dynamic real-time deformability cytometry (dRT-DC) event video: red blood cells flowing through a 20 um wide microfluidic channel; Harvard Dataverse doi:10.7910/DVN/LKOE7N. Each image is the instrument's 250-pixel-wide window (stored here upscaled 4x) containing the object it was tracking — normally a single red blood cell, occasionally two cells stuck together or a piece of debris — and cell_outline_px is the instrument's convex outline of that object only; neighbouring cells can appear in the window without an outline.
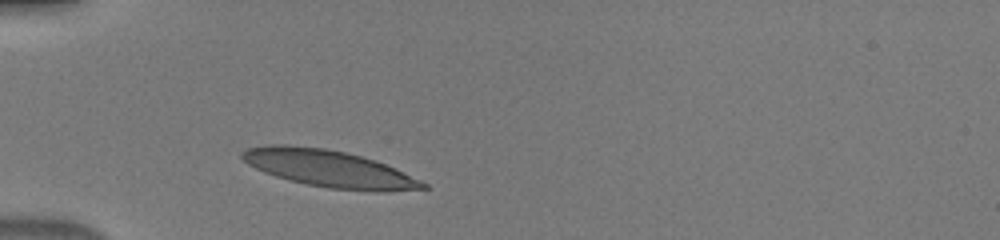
{"species": "human", "species_latin": "Homo sapiens", "temperature_condition": "warm", "stored_images_in_passage": 31, "camera_frame_rate_fps": 3000, "um_per_image_px": 0.085, "donor": {"sex": "male"}, "frame": {"image": 1, "passage_image": 1, "time_ms": 0.0, "image_size_px": [1000, 240], "cell_outline_px": [[428, 188], [380, 192], [376, 192], [332, 188], [308, 184], [276, 176], [264, 172], [248, 164], [240, 156], [240, 152], [248, 148], [268, 144], [288, 144], [324, 148], [344, 152], [376, 160], [396, 168], [428, 184]], "centroid_in_image_um": [27.97, 14.32], "position_along_channel_um": 57.0, "area_um2": 38.78}}
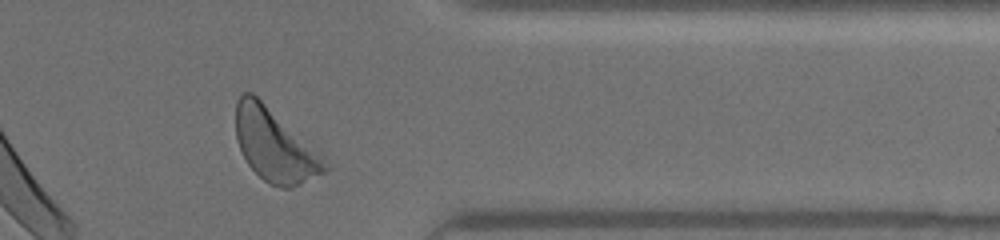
{"frame": {"image": 2, "passage_image": 27, "time_ms": 8.667, "image_size_px": [1000, 240], "cell_outline_px": [[332, 168], [300, 184], [288, 188], [284, 188], [268, 184], [248, 164], [236, 140], [236, 100], [244, 92], [252, 92], [320, 152], [324, 156]], "centroid_in_image_um": [23.37, 12.36], "position_along_channel_um": 388.0, "area_um2": 37.45}}